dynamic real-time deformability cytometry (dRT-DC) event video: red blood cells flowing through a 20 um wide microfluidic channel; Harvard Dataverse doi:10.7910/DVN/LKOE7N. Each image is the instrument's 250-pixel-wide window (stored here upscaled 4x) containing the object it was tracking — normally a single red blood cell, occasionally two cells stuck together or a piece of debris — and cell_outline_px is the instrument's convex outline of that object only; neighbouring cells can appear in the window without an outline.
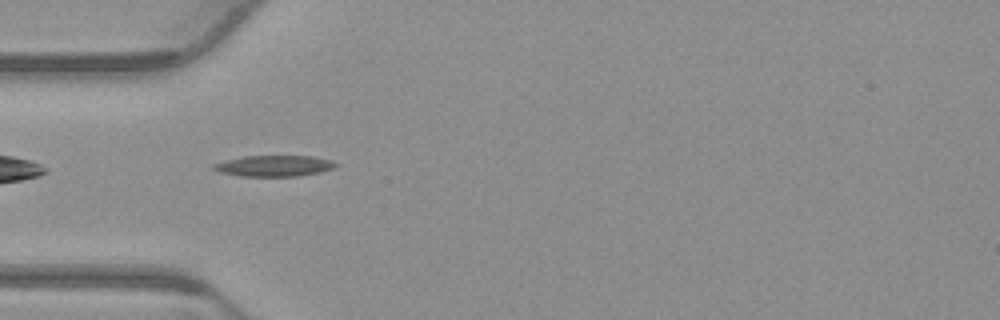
{"species": "common noctule bat (a hibernating species)", "species_latin": "Nyctalus noctula", "temperature_condition": "warm", "stored_images_in_passage": 40, "camera_frame_rate_fps": 3000, "um_per_image_px": 0.085, "animal": {"sex": "male", "body_mass_g": 23.1, "forearm_length_mm": 52.7}, "frame": {"image": 1, "passage_image": 3, "time_ms": 0.667, "image_size_px": [1000, 320], "cell_outline_px": [[340, 164], [332, 168], [320, 172], [300, 176], [240, 176], [220, 172], [212, 168], [212, 164], [224, 160], [244, 156], [312, 156], [332, 160]], "centroid_in_image_um": [23.3, 14.09], "position_along_channel_um": 61.7, "area_um2": 15.03}}
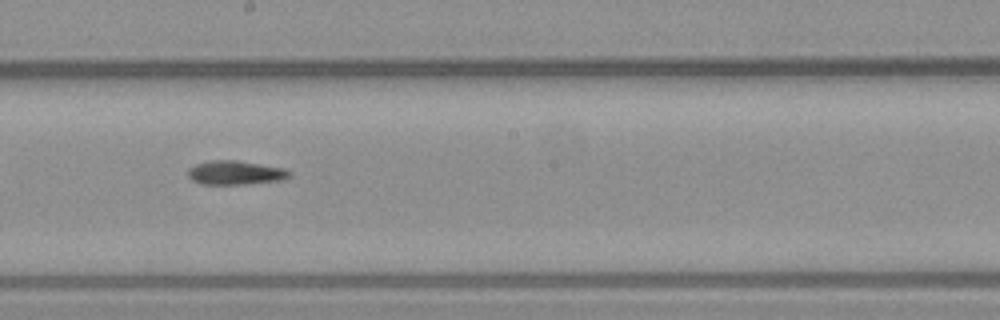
{"frame": {"image": 2, "passage_image": 16, "time_ms": 5.0, "image_size_px": [1000, 320], "cell_outline_px": [[292, 176], [284, 180], [244, 184], [200, 184], [192, 180], [188, 176], [188, 168], [196, 164], [212, 160], [236, 160], [284, 168], [292, 172]], "centroid_in_image_um": [20.03, 14.68], "position_along_channel_um": 228.2, "area_um2": 14.28}}
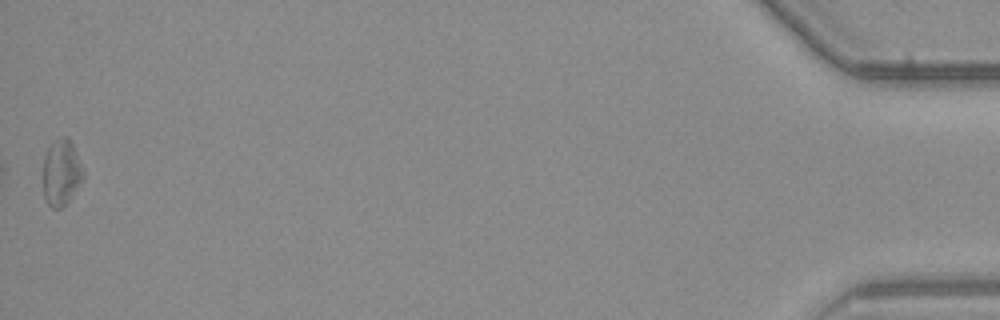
{"frame": {"image": 3, "passage_image": 40, "time_ms": 13.0, "image_size_px": [1000, 320], "cell_outline_px": [[84, 176], [68, 204], [60, 208], [52, 208], [48, 204], [44, 196], [44, 156], [48, 148], [56, 140], [64, 136], [68, 136], [72, 144], [84, 172]], "centroid_in_image_um": [5.22, 14.7], "position_along_channel_um": 430.0, "area_um2": 15.26}, "authors_computed_cell_mechanics": {"area_um2": 14.3055, "velocity_mm_per_s": 3.8444, "shape_relaxation_time_tau1_ms": 7.1647, "shape_relaxation_time_tau2_ms": null, "deformation_change_tau1": 0.18, "deformation_change_tau2": null}}